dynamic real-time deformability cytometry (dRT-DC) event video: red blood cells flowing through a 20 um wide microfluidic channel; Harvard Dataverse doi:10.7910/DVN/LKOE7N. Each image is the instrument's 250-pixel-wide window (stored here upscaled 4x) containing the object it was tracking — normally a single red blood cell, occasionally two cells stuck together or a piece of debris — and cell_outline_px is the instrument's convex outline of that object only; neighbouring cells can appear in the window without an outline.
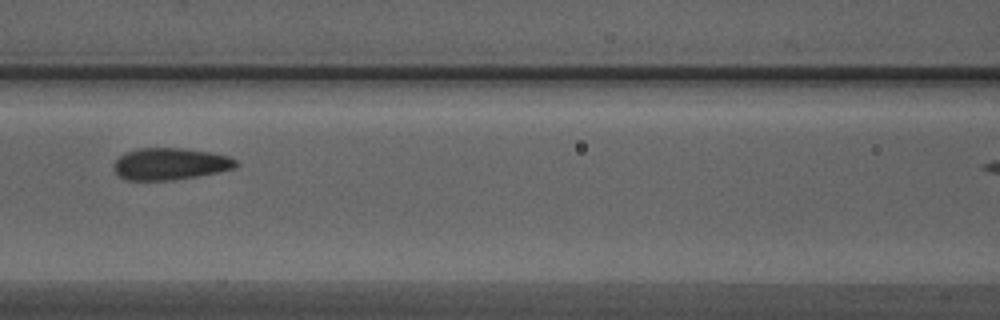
{"species": "Egyptian fruit bat (a non-hibernating species)", "species_latin": "Rousettus aegyptiacus", "temperature_condition": "warm", "stored_images_in_passage": 7, "segment_of_instrument_passage": [1, 2], "camera_frame_rate_fps": 3000, "um_per_image_px": 0.085, "animal": {"sex": "male"}, "frame": {"image": 1, "passage_image": 6, "time_ms": 1.667, "image_size_px": [1000, 320], "cell_outline_px": [[240, 164], [236, 168], [220, 172], [172, 180], [124, 180], [116, 176], [112, 164], [124, 152], [140, 148], [184, 148], [208, 152], [228, 156], [236, 160]], "centroid_in_image_um": [14.44, 13.94], "position_along_channel_um": 152.2, "area_um2": 22.95}}